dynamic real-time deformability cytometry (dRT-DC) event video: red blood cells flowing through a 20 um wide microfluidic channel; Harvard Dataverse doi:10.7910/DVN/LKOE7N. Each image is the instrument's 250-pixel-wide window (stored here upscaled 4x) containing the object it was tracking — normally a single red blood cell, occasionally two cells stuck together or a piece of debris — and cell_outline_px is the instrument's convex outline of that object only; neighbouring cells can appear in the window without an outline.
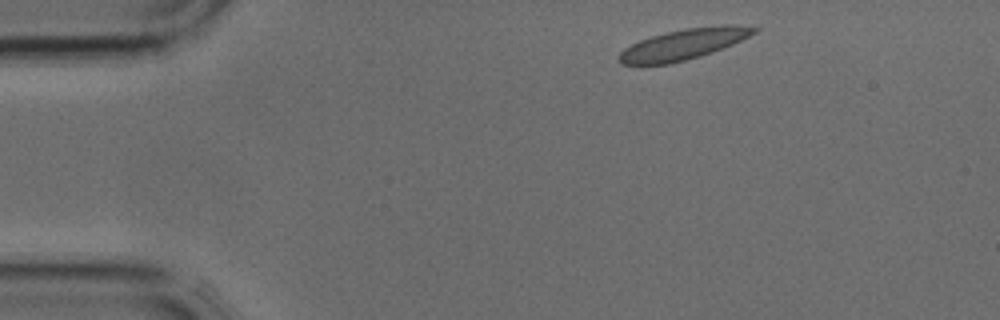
{"species": "common noctule bat (a hibernating species)", "species_latin": "Nyctalus noctula", "temperature_condition": "cold", "stored_images_in_passage": 2, "camera_frame_rate_fps": 3000, "um_per_image_px": 0.085, "animal": {"sex": "male", "body_mass_g": 17.9, "forearm_length_mm": 54.2}, "frame": {"image": 1, "passage_image": 1, "time_ms": 0.0, "image_size_px": [1000, 320], "cell_outline_px": [[760, 28], [756, 32], [732, 44], [712, 52], [700, 56], [668, 64], [620, 64], [616, 60], [616, 56], [624, 48], [640, 40], [652, 36], [668, 32], [688, 28], [720, 24], [736, 24]], "centroid_in_image_um": [58.09, 3.76], "position_along_channel_um": 26.9, "area_um2": 23.99}}